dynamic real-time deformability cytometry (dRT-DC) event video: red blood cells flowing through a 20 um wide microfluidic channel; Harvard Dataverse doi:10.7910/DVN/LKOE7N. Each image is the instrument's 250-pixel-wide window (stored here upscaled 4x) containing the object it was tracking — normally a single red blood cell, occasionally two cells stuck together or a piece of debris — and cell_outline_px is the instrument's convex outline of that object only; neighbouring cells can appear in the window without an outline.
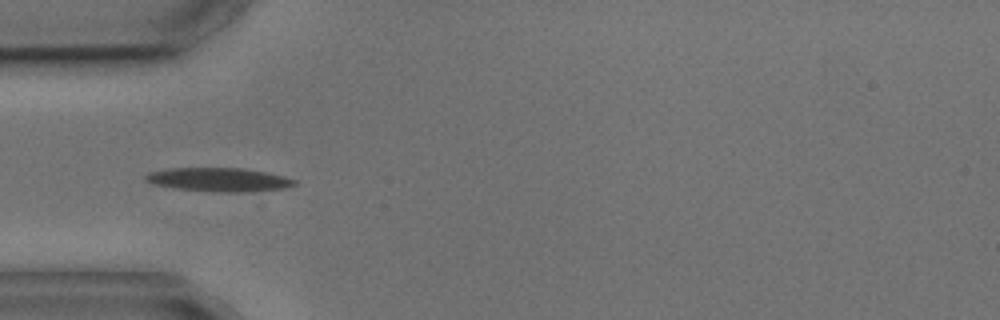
{"species": "common noctule bat (a hibernating species)", "species_latin": "Nyctalus noctula", "temperature_condition": "cold", "stored_images_in_passage": 9, "camera_frame_rate_fps": 3000, "um_per_image_px": 0.085, "animal": {"sex": "male", "body_mass_g": 17.9, "forearm_length_mm": 54.2}, "frame": {"image": 1, "passage_image": 4, "time_ms": 3.667, "image_size_px": [1000, 320], "cell_outline_px": [[296, 184], [260, 204], [152, 184], [144, 180], [144, 176], [148, 172], [172, 168], [240, 168], [268, 172], [284, 176], [296, 180]], "centroid_in_image_um": [19.01, 15.51], "position_along_channel_um": 66.0, "area_um2": 25.37}}